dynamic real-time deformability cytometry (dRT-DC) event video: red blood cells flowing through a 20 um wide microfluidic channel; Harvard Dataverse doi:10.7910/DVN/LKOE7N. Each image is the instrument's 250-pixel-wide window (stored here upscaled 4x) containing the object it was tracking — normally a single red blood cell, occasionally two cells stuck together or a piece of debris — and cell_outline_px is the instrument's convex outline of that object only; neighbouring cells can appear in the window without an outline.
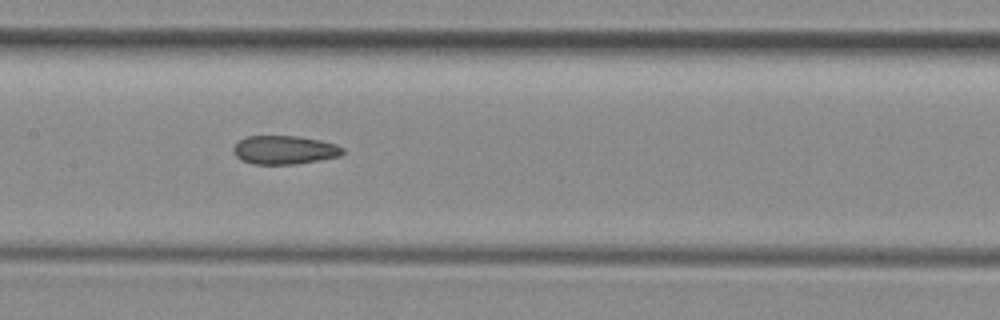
{"species": "common noctule bat (a hibernating species)", "species_latin": "Nyctalus noctula", "temperature_condition": "room temperature", "stored_images_in_passage": 9, "camera_frame_rate_fps": 3000, "um_per_image_px": 0.085, "animal": {"sex": "female", "body_mass_g": 29.2, "forearm_length_mm": 56.3}, "frame": {"image": 1, "passage_image": 6, "time_ms": 1.667, "image_size_px": [1000, 320], "cell_outline_px": [[344, 152], [340, 156], [296, 164], [252, 164], [236, 156], [232, 152], [232, 148], [240, 140], [248, 136], [296, 136], [320, 140], [336, 144], [344, 148]], "centroid_in_image_um": [24.18, 12.74], "position_along_channel_um": 183.2, "area_um2": 18.15}}
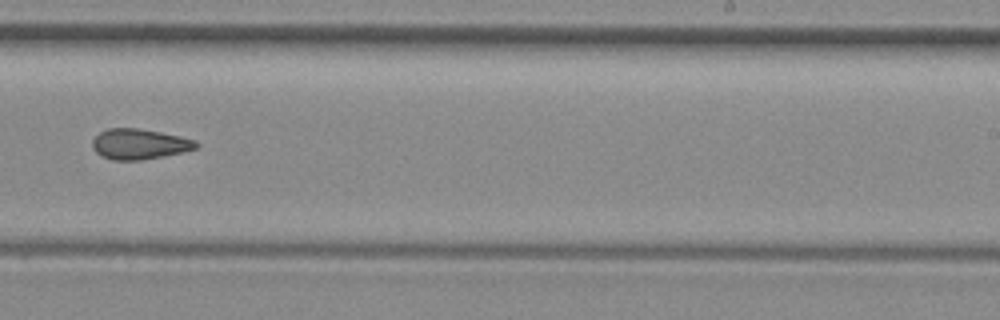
{"frame": {"image": 2, "passage_image": 8, "time_ms": 2.333, "image_size_px": [1000, 320], "cell_outline_px": [[200, 144], [196, 148], [184, 152], [164, 156], [140, 160], [112, 160], [100, 156], [92, 148], [92, 140], [100, 132], [108, 128], [140, 128], [180, 136], [196, 140]], "centroid_in_image_um": [11.85, 12.25], "position_along_channel_um": 277.2, "area_um2": 18.55}}
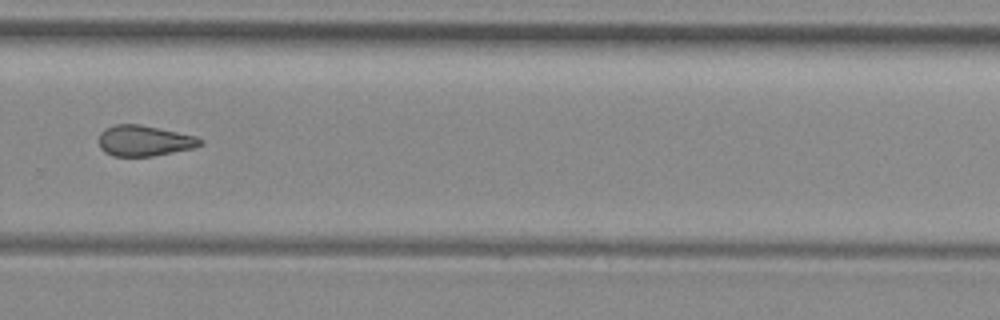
{"frame": {"image": 3, "passage_image": 9, "time_ms": 2.667, "image_size_px": [1000, 320], "cell_outline_px": [[204, 144], [196, 148], [152, 156], [112, 156], [104, 152], [100, 148], [100, 132], [104, 128], [116, 124], [140, 124], [196, 136], [204, 140]], "centroid_in_image_um": [12.29, 11.96], "position_along_channel_um": 317.5, "area_um2": 18.32}}